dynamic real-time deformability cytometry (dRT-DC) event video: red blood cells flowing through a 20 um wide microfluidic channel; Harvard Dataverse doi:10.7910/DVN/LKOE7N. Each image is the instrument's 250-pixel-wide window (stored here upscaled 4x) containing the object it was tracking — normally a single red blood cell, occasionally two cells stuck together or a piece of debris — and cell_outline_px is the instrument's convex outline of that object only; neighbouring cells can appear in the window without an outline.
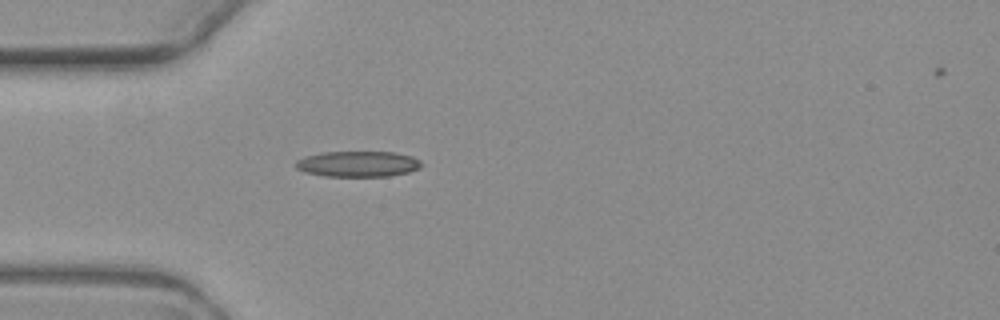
{"species": "common noctule bat (a hibernating species)", "species_latin": "Nyctalus noctula", "temperature_condition": "warm", "stored_images_in_passage": 3, "camera_frame_rate_fps": 3000, "um_per_image_px": 0.085, "animal": {"sex": "female", "body_mass_g": 19.3, "forearm_length_mm": 54.1}, "frame": {"image": 1, "passage_image": 3, "time_ms": 2.333, "image_size_px": [1000, 320], "cell_outline_px": [[424, 164], [420, 168], [408, 172], [388, 176], [324, 176], [304, 172], [296, 168], [296, 160], [304, 156], [320, 152], [392, 152], [412, 156], [420, 160]], "centroid_in_image_um": [30.42, 13.93], "position_along_channel_um": 54.6, "area_um2": 18.96}}